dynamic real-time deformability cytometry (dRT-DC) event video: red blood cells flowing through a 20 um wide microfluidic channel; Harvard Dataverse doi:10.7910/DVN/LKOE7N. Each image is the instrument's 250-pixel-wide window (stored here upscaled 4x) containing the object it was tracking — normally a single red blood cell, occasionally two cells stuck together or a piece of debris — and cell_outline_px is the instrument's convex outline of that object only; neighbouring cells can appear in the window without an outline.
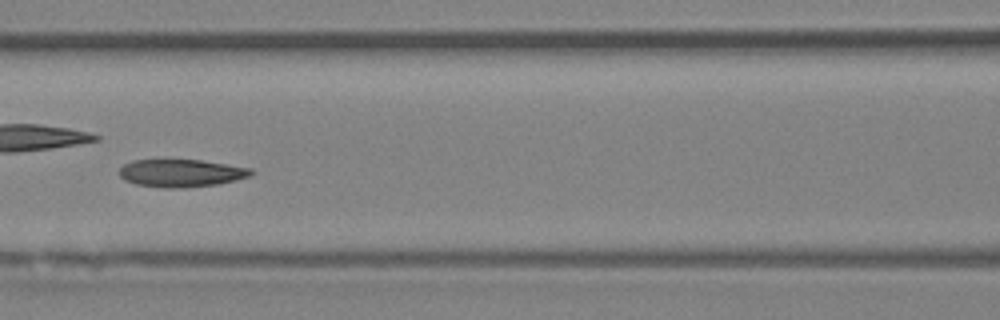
{"species": "Egyptian fruit bat (a non-hibernating species)", "species_latin": "Rousettus aegyptiacus", "temperature_condition": "room temperature", "stored_images_in_passage": 50, "camera_frame_rate_fps": 3000, "um_per_image_px": 0.085, "animal": {"sex": "female"}, "frame": {"image": 1, "passage_image": 22, "time_ms": 7.0, "image_size_px": [1000, 320], "cell_outline_px": [[256, 172], [248, 176], [236, 180], [216, 184], [184, 188], [164, 188], [136, 184], [124, 180], [120, 176], [120, 168], [124, 164], [132, 160], [200, 160], [252, 168]], "centroid_in_image_um": [15.4, 14.71], "position_along_channel_um": 151.2, "area_um2": 21.21}, "authors_computed_cell_mechanics": {"area_um2": 22.0218, "velocity_mm_per_s": 3.9898, "shape_relaxation_time_tau1_ms": null, "shape_relaxation_time_tau2_ms": 10.375, "deformation_change_tau1": null, "deformation_change_tau2": 0.1326}}